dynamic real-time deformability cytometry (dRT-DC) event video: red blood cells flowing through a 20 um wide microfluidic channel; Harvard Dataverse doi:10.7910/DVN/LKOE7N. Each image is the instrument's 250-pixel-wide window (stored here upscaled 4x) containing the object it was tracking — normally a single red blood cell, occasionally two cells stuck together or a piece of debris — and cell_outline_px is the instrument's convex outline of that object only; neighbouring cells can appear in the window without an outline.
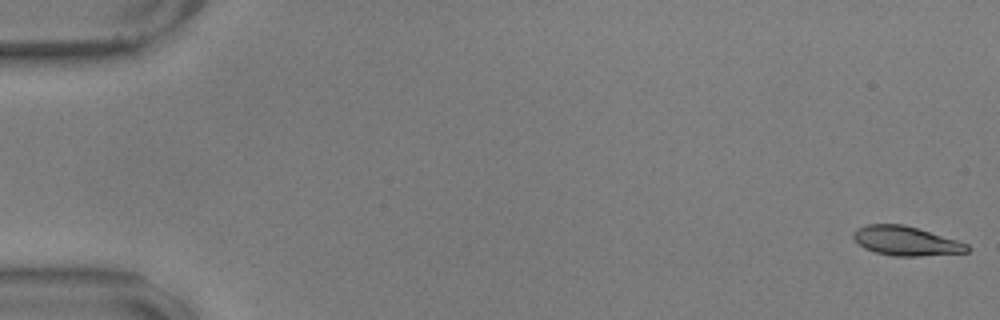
{"species": "common noctule bat (a hibernating species)", "species_latin": "Nyctalus noctula", "temperature_condition": "warm", "stored_images_in_passage": 41, "camera_frame_rate_fps": 3000, "um_per_image_px": 0.085, "animal": {"sex": "male", "body_mass_g": 17.9, "forearm_length_mm": 54.2}, "frame": {"image": 1, "passage_image": 1, "time_ms": 0.0, "image_size_px": [1000, 320], "cell_outline_px": [[972, 248], [968, 252], [920, 256], [892, 256], [876, 252], [864, 248], [852, 236], [852, 232], [856, 228], [868, 224], [904, 224], [956, 240], [968, 244]], "centroid_in_image_um": [77.0, 20.48], "position_along_channel_um": 8.0, "area_um2": 19.36}}
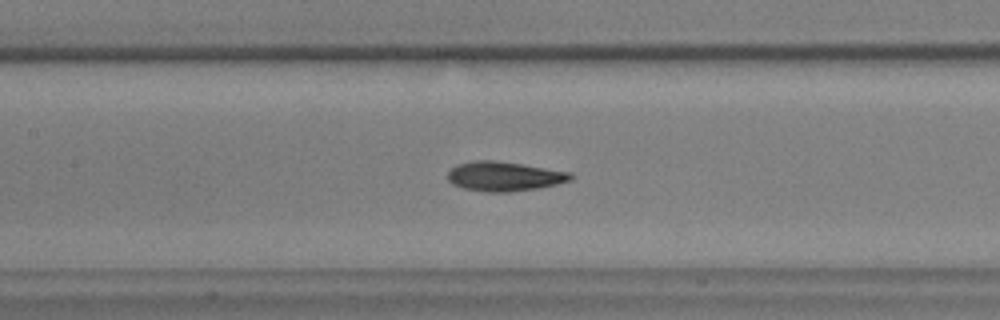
{"frame": {"image": 2, "passage_image": 27, "time_ms": 8.667, "image_size_px": [1000, 320], "cell_outline_px": [[572, 180], [540, 188], [508, 192], [484, 192], [464, 188], [452, 184], [448, 180], [448, 172], [456, 164], [476, 160], [492, 160], [520, 164], [572, 172]], "centroid_in_image_um": [42.85, 14.99], "position_along_channel_um": 164.5, "area_um2": 21.1}}
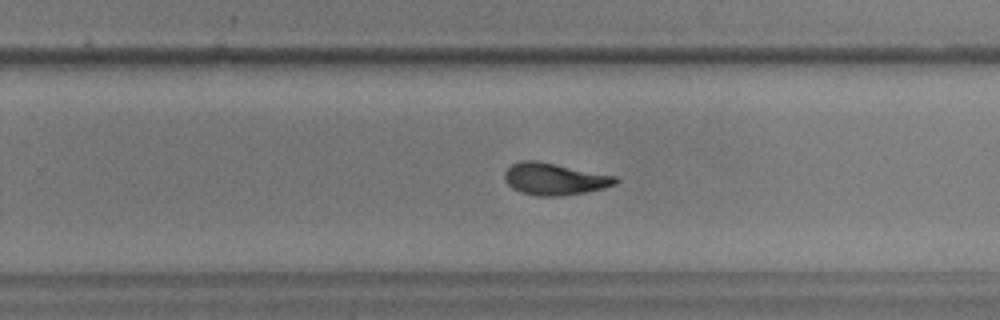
{"frame": {"image": 3, "passage_image": 37, "time_ms": 12.0, "image_size_px": [1000, 320], "cell_outline_px": [[620, 180], [616, 184], [604, 188], [584, 192], [560, 196], [536, 196], [520, 192], [512, 188], [504, 180], [504, 172], [512, 164], [520, 160], [536, 160], [616, 176]], "centroid_in_image_um": [47.11, 15.21], "position_along_channel_um": 282.7, "area_um2": 20.69}}